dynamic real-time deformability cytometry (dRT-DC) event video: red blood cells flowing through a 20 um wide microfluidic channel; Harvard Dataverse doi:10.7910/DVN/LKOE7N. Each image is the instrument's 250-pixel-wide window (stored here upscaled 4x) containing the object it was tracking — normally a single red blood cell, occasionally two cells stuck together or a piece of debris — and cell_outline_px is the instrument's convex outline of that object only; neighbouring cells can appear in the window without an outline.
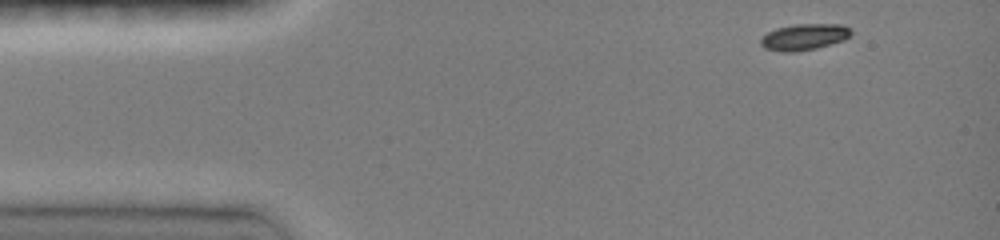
{"species": "common noctule bat (a hibernating species)", "species_latin": "Nyctalus noctula", "temperature_condition": "room temperature", "stored_images_in_passage": 8, "camera_frame_rate_fps": 3000, "um_per_image_px": 0.085, "animal": {"sex": "female", "body_mass_g": 19.0, "forearm_length_mm": 51.5}, "frame": {"image": 1, "passage_image": 1, "time_ms": 0.0, "image_size_px": [1000, 240], "cell_outline_px": [[852, 32], [844, 40], [816, 48], [792, 52], [780, 52], [764, 48], [760, 44], [760, 36], [776, 28], [792, 24], [840, 24], [848, 28]], "centroid_in_image_um": [68.29, 3.14], "position_along_channel_um": 16.7, "area_um2": 13.87}}
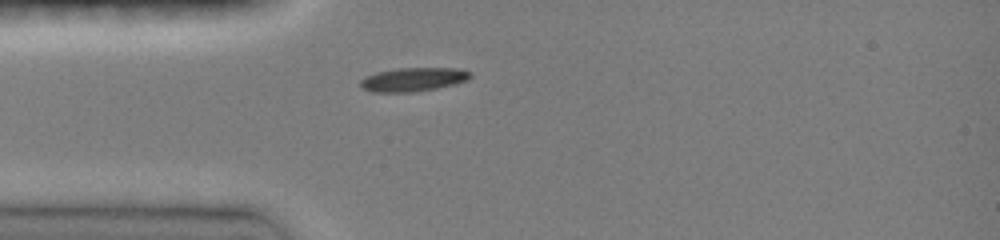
{"frame": {"image": 2, "passage_image": 5, "time_ms": 2.667, "image_size_px": [1000, 240], "cell_outline_px": [[472, 76], [468, 80], [436, 88], [412, 92], [372, 92], [364, 88], [360, 84], [360, 80], [376, 72], [400, 68], [460, 68], [468, 72]], "centroid_in_image_um": [35.13, 6.75], "position_along_channel_um": 49.9, "area_um2": 14.97}}